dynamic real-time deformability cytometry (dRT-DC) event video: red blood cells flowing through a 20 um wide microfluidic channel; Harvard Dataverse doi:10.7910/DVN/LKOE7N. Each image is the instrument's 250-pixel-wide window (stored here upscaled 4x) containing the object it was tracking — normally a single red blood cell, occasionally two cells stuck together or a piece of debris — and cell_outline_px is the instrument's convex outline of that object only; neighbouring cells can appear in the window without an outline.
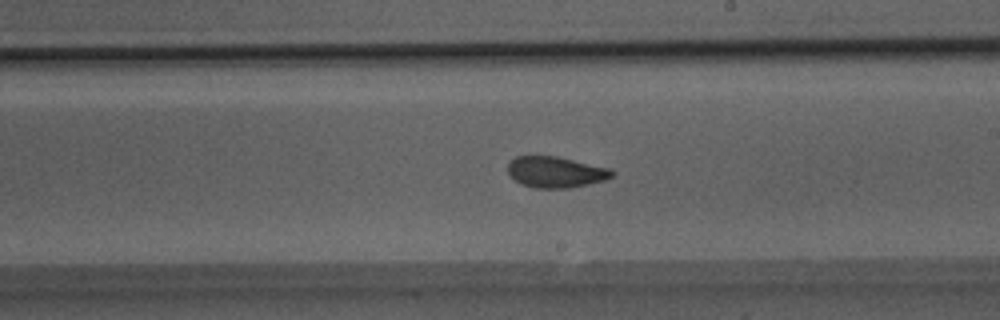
{"species": "Egyptian fruit bat (a non-hibernating species)", "species_latin": "Rousettus aegyptiacus", "temperature_condition": "room temperature", "stored_images_in_passage": 50, "camera_frame_rate_fps": 3000, "um_per_image_px": 0.085, "animal": {"sex": "male"}, "frame": {"image": 1, "passage_image": 28, "time_ms": 9.0, "image_size_px": [1000, 320], "cell_outline_px": [[616, 172], [612, 176], [604, 180], [588, 184], [568, 188], [536, 188], [520, 184], [508, 172], [508, 164], [516, 156], [556, 156], [608, 168]], "centroid_in_image_um": [47.22, 14.63], "position_along_channel_um": 241.8, "area_um2": 18.61}}
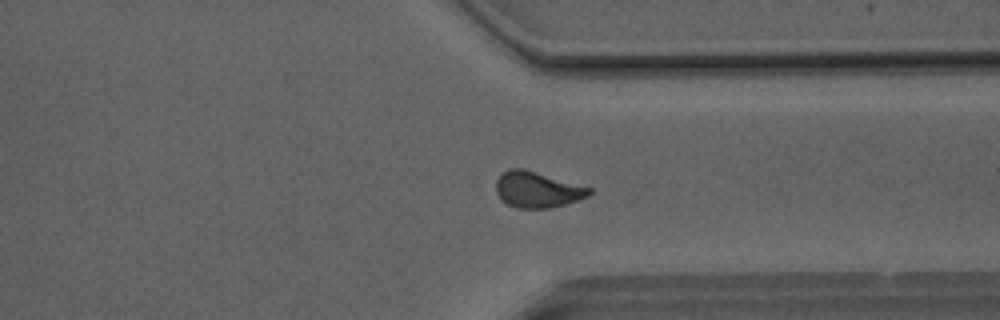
{"frame": {"image": 2, "passage_image": 37, "time_ms": 12.0, "image_size_px": [1000, 320], "cell_outline_px": [[592, 192], [588, 196], [564, 204], [548, 208], [516, 208], [508, 204], [496, 192], [496, 180], [508, 168], [524, 168], [592, 188]], "centroid_in_image_um": [45.67, 16.1], "position_along_channel_um": 365.7, "area_um2": 19.31}}
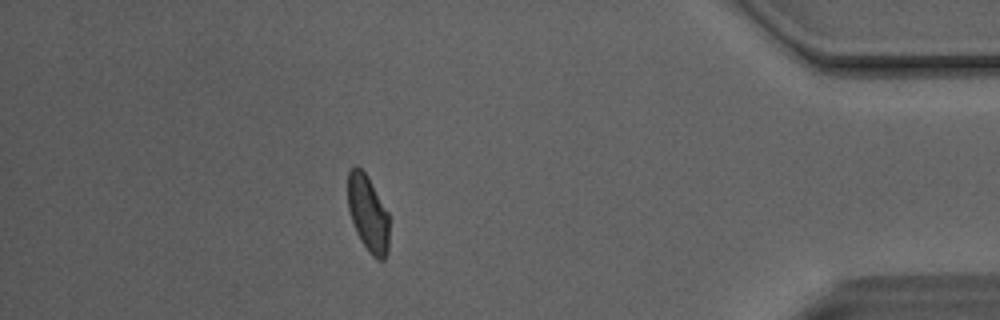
{"frame": {"image": 3, "passage_image": 43, "time_ms": 14.0, "image_size_px": [1000, 320], "cell_outline_px": [[388, 252], [384, 260], [376, 260], [368, 252], [360, 240], [356, 232], [348, 208], [348, 172], [356, 164], [368, 176], [388, 212]], "centroid_in_image_um": [31.28, 18.17], "position_along_channel_um": 403.9, "area_um2": 18.5}}